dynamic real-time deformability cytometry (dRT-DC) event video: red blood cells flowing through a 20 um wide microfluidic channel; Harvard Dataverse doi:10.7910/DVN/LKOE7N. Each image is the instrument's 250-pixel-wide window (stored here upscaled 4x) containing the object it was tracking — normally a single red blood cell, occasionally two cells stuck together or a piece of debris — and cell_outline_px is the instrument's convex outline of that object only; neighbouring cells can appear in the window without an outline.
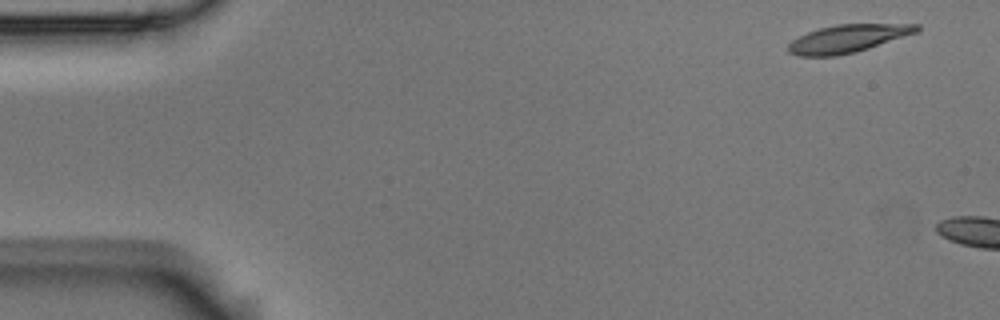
{"species": "Egyptian fruit bat (a non-hibernating species)", "species_latin": "Rousettus aegyptiacus", "temperature_condition": "room temperature", "stored_images_in_passage": 2, "camera_frame_rate_fps": 3000, "um_per_image_px": 0.085, "animal": {"sex": "male"}, "frame": {"image": 1, "passage_image": 1, "time_ms": 0.0, "image_size_px": [1000, 320], "cell_outline_px": [[920, 32], [856, 52], [836, 56], [796, 56], [788, 52], [788, 44], [792, 40], [808, 32], [820, 28], [836, 24], [920, 24]], "centroid_in_image_um": [72.09, 3.28], "position_along_channel_um": 12.9, "area_um2": 20.98}}